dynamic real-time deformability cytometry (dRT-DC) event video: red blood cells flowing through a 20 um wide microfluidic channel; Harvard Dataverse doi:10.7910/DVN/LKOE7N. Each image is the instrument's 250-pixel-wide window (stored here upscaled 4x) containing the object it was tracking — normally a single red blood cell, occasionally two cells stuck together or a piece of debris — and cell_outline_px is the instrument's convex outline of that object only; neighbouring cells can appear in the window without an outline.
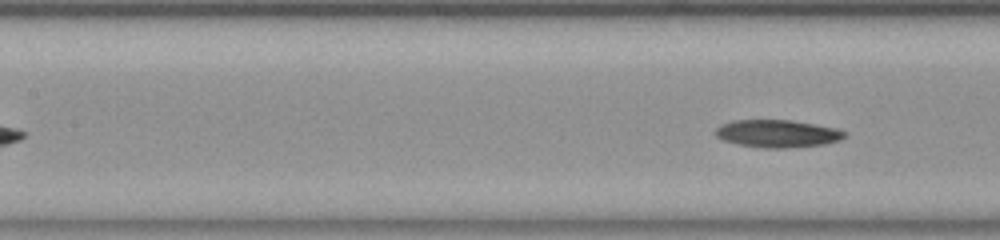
{"species": "common noctule bat (a hibernating species)", "species_latin": "Nyctalus noctula", "temperature_condition": "room temperature", "stored_images_in_passage": 24, "segment_of_instrument_passage": [2, 2], "camera_frame_rate_fps": 3000, "um_per_image_px": 0.085, "animal": {"sex": "female", "body_mass_g": 23.0, "forearm_length_mm": 53.4}, "frame": {"image": 1, "passage_image": 24, "time_ms": 7.667, "image_size_px": [1000, 240], "cell_outline_px": [[848, 132], [840, 140], [824, 144], [788, 148], [764, 148], [740, 144], [724, 140], [716, 136], [716, 128], [732, 120], [792, 120], [836, 128]], "centroid_in_image_um": [66.12, 11.35], "position_along_channel_um": 141.3, "area_um2": 20.58}}